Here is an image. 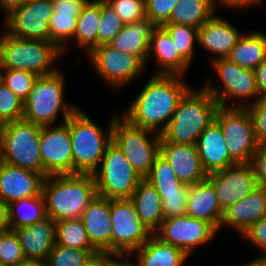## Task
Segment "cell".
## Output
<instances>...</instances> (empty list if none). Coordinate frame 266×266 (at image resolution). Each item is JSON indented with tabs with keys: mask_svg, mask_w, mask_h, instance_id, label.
Masks as SVG:
<instances>
[{
	"mask_svg": "<svg viewBox=\"0 0 266 266\" xmlns=\"http://www.w3.org/2000/svg\"><path fill=\"white\" fill-rule=\"evenodd\" d=\"M26 0H0V7L8 15L11 11L21 6Z\"/></svg>",
	"mask_w": 266,
	"mask_h": 266,
	"instance_id": "obj_53",
	"label": "cell"
},
{
	"mask_svg": "<svg viewBox=\"0 0 266 266\" xmlns=\"http://www.w3.org/2000/svg\"><path fill=\"white\" fill-rule=\"evenodd\" d=\"M15 232L22 246L25 259L47 260L56 243L55 221L47 217L29 226L16 228Z\"/></svg>",
	"mask_w": 266,
	"mask_h": 266,
	"instance_id": "obj_24",
	"label": "cell"
},
{
	"mask_svg": "<svg viewBox=\"0 0 266 266\" xmlns=\"http://www.w3.org/2000/svg\"><path fill=\"white\" fill-rule=\"evenodd\" d=\"M201 164L207 174L237 164L229 155L220 125L213 121L196 142Z\"/></svg>",
	"mask_w": 266,
	"mask_h": 266,
	"instance_id": "obj_21",
	"label": "cell"
},
{
	"mask_svg": "<svg viewBox=\"0 0 266 266\" xmlns=\"http://www.w3.org/2000/svg\"><path fill=\"white\" fill-rule=\"evenodd\" d=\"M62 50L51 41L23 39L4 31L0 37V69L27 70L38 76L57 72L51 68Z\"/></svg>",
	"mask_w": 266,
	"mask_h": 266,
	"instance_id": "obj_5",
	"label": "cell"
},
{
	"mask_svg": "<svg viewBox=\"0 0 266 266\" xmlns=\"http://www.w3.org/2000/svg\"><path fill=\"white\" fill-rule=\"evenodd\" d=\"M89 0H61L54 2V14L49 22L50 41L64 53L67 42L73 39L77 18ZM70 39V40H69Z\"/></svg>",
	"mask_w": 266,
	"mask_h": 266,
	"instance_id": "obj_27",
	"label": "cell"
},
{
	"mask_svg": "<svg viewBox=\"0 0 266 266\" xmlns=\"http://www.w3.org/2000/svg\"><path fill=\"white\" fill-rule=\"evenodd\" d=\"M219 103L203 87L192 88L179 101L160 142L193 144L202 132L215 121Z\"/></svg>",
	"mask_w": 266,
	"mask_h": 266,
	"instance_id": "obj_3",
	"label": "cell"
},
{
	"mask_svg": "<svg viewBox=\"0 0 266 266\" xmlns=\"http://www.w3.org/2000/svg\"><path fill=\"white\" fill-rule=\"evenodd\" d=\"M241 102L235 107H245L252 119L256 140L259 144H266V96L259 98L256 102L248 104Z\"/></svg>",
	"mask_w": 266,
	"mask_h": 266,
	"instance_id": "obj_44",
	"label": "cell"
},
{
	"mask_svg": "<svg viewBox=\"0 0 266 266\" xmlns=\"http://www.w3.org/2000/svg\"><path fill=\"white\" fill-rule=\"evenodd\" d=\"M181 75H152L122 117L136 127L161 134L179 101L191 89Z\"/></svg>",
	"mask_w": 266,
	"mask_h": 266,
	"instance_id": "obj_1",
	"label": "cell"
},
{
	"mask_svg": "<svg viewBox=\"0 0 266 266\" xmlns=\"http://www.w3.org/2000/svg\"><path fill=\"white\" fill-rule=\"evenodd\" d=\"M111 223V254L116 256L132 255L152 235L130 199H111Z\"/></svg>",
	"mask_w": 266,
	"mask_h": 266,
	"instance_id": "obj_11",
	"label": "cell"
},
{
	"mask_svg": "<svg viewBox=\"0 0 266 266\" xmlns=\"http://www.w3.org/2000/svg\"><path fill=\"white\" fill-rule=\"evenodd\" d=\"M42 193L47 216L57 222L80 218L97 196L92 174L49 175L44 178Z\"/></svg>",
	"mask_w": 266,
	"mask_h": 266,
	"instance_id": "obj_2",
	"label": "cell"
},
{
	"mask_svg": "<svg viewBox=\"0 0 266 266\" xmlns=\"http://www.w3.org/2000/svg\"><path fill=\"white\" fill-rule=\"evenodd\" d=\"M7 209L12 230L29 226L48 217L43 193L36 197L15 200L7 205Z\"/></svg>",
	"mask_w": 266,
	"mask_h": 266,
	"instance_id": "obj_33",
	"label": "cell"
},
{
	"mask_svg": "<svg viewBox=\"0 0 266 266\" xmlns=\"http://www.w3.org/2000/svg\"><path fill=\"white\" fill-rule=\"evenodd\" d=\"M25 255L15 230L0 233V265L15 266Z\"/></svg>",
	"mask_w": 266,
	"mask_h": 266,
	"instance_id": "obj_42",
	"label": "cell"
},
{
	"mask_svg": "<svg viewBox=\"0 0 266 266\" xmlns=\"http://www.w3.org/2000/svg\"><path fill=\"white\" fill-rule=\"evenodd\" d=\"M124 23L116 12L101 0V20L97 31V46L109 44L123 29Z\"/></svg>",
	"mask_w": 266,
	"mask_h": 266,
	"instance_id": "obj_40",
	"label": "cell"
},
{
	"mask_svg": "<svg viewBox=\"0 0 266 266\" xmlns=\"http://www.w3.org/2000/svg\"><path fill=\"white\" fill-rule=\"evenodd\" d=\"M156 57L160 70L153 75L183 76L190 65L177 53L176 46L163 27H156L151 35L148 58Z\"/></svg>",
	"mask_w": 266,
	"mask_h": 266,
	"instance_id": "obj_25",
	"label": "cell"
},
{
	"mask_svg": "<svg viewBox=\"0 0 266 266\" xmlns=\"http://www.w3.org/2000/svg\"><path fill=\"white\" fill-rule=\"evenodd\" d=\"M101 20V0L88 1L81 10L75 28V42L87 54L97 47V31Z\"/></svg>",
	"mask_w": 266,
	"mask_h": 266,
	"instance_id": "obj_34",
	"label": "cell"
},
{
	"mask_svg": "<svg viewBox=\"0 0 266 266\" xmlns=\"http://www.w3.org/2000/svg\"><path fill=\"white\" fill-rule=\"evenodd\" d=\"M171 36L177 53L191 65L194 53V41H198V28L181 24L162 26Z\"/></svg>",
	"mask_w": 266,
	"mask_h": 266,
	"instance_id": "obj_37",
	"label": "cell"
},
{
	"mask_svg": "<svg viewBox=\"0 0 266 266\" xmlns=\"http://www.w3.org/2000/svg\"><path fill=\"white\" fill-rule=\"evenodd\" d=\"M51 2H59V1H61V0H50Z\"/></svg>",
	"mask_w": 266,
	"mask_h": 266,
	"instance_id": "obj_57",
	"label": "cell"
},
{
	"mask_svg": "<svg viewBox=\"0 0 266 266\" xmlns=\"http://www.w3.org/2000/svg\"><path fill=\"white\" fill-rule=\"evenodd\" d=\"M42 127L39 138L42 176L73 174L72 144L69 126Z\"/></svg>",
	"mask_w": 266,
	"mask_h": 266,
	"instance_id": "obj_15",
	"label": "cell"
},
{
	"mask_svg": "<svg viewBox=\"0 0 266 266\" xmlns=\"http://www.w3.org/2000/svg\"><path fill=\"white\" fill-rule=\"evenodd\" d=\"M207 180L213 185L223 211L258 187L251 163H238L209 173Z\"/></svg>",
	"mask_w": 266,
	"mask_h": 266,
	"instance_id": "obj_17",
	"label": "cell"
},
{
	"mask_svg": "<svg viewBox=\"0 0 266 266\" xmlns=\"http://www.w3.org/2000/svg\"><path fill=\"white\" fill-rule=\"evenodd\" d=\"M244 266H266V256L260 255Z\"/></svg>",
	"mask_w": 266,
	"mask_h": 266,
	"instance_id": "obj_56",
	"label": "cell"
},
{
	"mask_svg": "<svg viewBox=\"0 0 266 266\" xmlns=\"http://www.w3.org/2000/svg\"><path fill=\"white\" fill-rule=\"evenodd\" d=\"M242 237L249 240L252 245L258 247L263 255L266 256V216L256 221L246 231L242 233Z\"/></svg>",
	"mask_w": 266,
	"mask_h": 266,
	"instance_id": "obj_47",
	"label": "cell"
},
{
	"mask_svg": "<svg viewBox=\"0 0 266 266\" xmlns=\"http://www.w3.org/2000/svg\"><path fill=\"white\" fill-rule=\"evenodd\" d=\"M130 200L136 208L140 221L154 234L164 221L162 199L157 190L142 179Z\"/></svg>",
	"mask_w": 266,
	"mask_h": 266,
	"instance_id": "obj_30",
	"label": "cell"
},
{
	"mask_svg": "<svg viewBox=\"0 0 266 266\" xmlns=\"http://www.w3.org/2000/svg\"><path fill=\"white\" fill-rule=\"evenodd\" d=\"M217 229L210 223L187 214L165 219L154 233L163 242L182 249L188 256L195 247L208 243Z\"/></svg>",
	"mask_w": 266,
	"mask_h": 266,
	"instance_id": "obj_16",
	"label": "cell"
},
{
	"mask_svg": "<svg viewBox=\"0 0 266 266\" xmlns=\"http://www.w3.org/2000/svg\"><path fill=\"white\" fill-rule=\"evenodd\" d=\"M112 117L104 130L81 110L77 109L65 122L69 126L72 144L73 174H92L99 166L107 146L112 142Z\"/></svg>",
	"mask_w": 266,
	"mask_h": 266,
	"instance_id": "obj_4",
	"label": "cell"
},
{
	"mask_svg": "<svg viewBox=\"0 0 266 266\" xmlns=\"http://www.w3.org/2000/svg\"><path fill=\"white\" fill-rule=\"evenodd\" d=\"M144 179L157 190L161 198H165V195L188 194L189 192V186L177 178L173 168L160 153L156 156L149 174Z\"/></svg>",
	"mask_w": 266,
	"mask_h": 266,
	"instance_id": "obj_35",
	"label": "cell"
},
{
	"mask_svg": "<svg viewBox=\"0 0 266 266\" xmlns=\"http://www.w3.org/2000/svg\"><path fill=\"white\" fill-rule=\"evenodd\" d=\"M42 127L24 119L0 125V161L42 175Z\"/></svg>",
	"mask_w": 266,
	"mask_h": 266,
	"instance_id": "obj_7",
	"label": "cell"
},
{
	"mask_svg": "<svg viewBox=\"0 0 266 266\" xmlns=\"http://www.w3.org/2000/svg\"><path fill=\"white\" fill-rule=\"evenodd\" d=\"M55 238L56 244L61 246L97 250L90 243L81 218L64 219L55 222Z\"/></svg>",
	"mask_w": 266,
	"mask_h": 266,
	"instance_id": "obj_36",
	"label": "cell"
},
{
	"mask_svg": "<svg viewBox=\"0 0 266 266\" xmlns=\"http://www.w3.org/2000/svg\"><path fill=\"white\" fill-rule=\"evenodd\" d=\"M23 115L24 102L0 81V125L23 119Z\"/></svg>",
	"mask_w": 266,
	"mask_h": 266,
	"instance_id": "obj_41",
	"label": "cell"
},
{
	"mask_svg": "<svg viewBox=\"0 0 266 266\" xmlns=\"http://www.w3.org/2000/svg\"><path fill=\"white\" fill-rule=\"evenodd\" d=\"M242 33L229 21L213 15L198 29V43L217 55L215 59L227 58Z\"/></svg>",
	"mask_w": 266,
	"mask_h": 266,
	"instance_id": "obj_23",
	"label": "cell"
},
{
	"mask_svg": "<svg viewBox=\"0 0 266 266\" xmlns=\"http://www.w3.org/2000/svg\"><path fill=\"white\" fill-rule=\"evenodd\" d=\"M156 27L147 17L125 24L109 45L118 51L138 56L147 65L150 39Z\"/></svg>",
	"mask_w": 266,
	"mask_h": 266,
	"instance_id": "obj_28",
	"label": "cell"
},
{
	"mask_svg": "<svg viewBox=\"0 0 266 266\" xmlns=\"http://www.w3.org/2000/svg\"><path fill=\"white\" fill-rule=\"evenodd\" d=\"M227 59L254 70L266 59V34L261 31L242 34Z\"/></svg>",
	"mask_w": 266,
	"mask_h": 266,
	"instance_id": "obj_31",
	"label": "cell"
},
{
	"mask_svg": "<svg viewBox=\"0 0 266 266\" xmlns=\"http://www.w3.org/2000/svg\"><path fill=\"white\" fill-rule=\"evenodd\" d=\"M92 175L97 195L108 199H130L143 179L112 142L107 146L100 166Z\"/></svg>",
	"mask_w": 266,
	"mask_h": 266,
	"instance_id": "obj_9",
	"label": "cell"
},
{
	"mask_svg": "<svg viewBox=\"0 0 266 266\" xmlns=\"http://www.w3.org/2000/svg\"><path fill=\"white\" fill-rule=\"evenodd\" d=\"M98 250L76 249L59 244L50 251L47 263L49 266H81Z\"/></svg>",
	"mask_w": 266,
	"mask_h": 266,
	"instance_id": "obj_39",
	"label": "cell"
},
{
	"mask_svg": "<svg viewBox=\"0 0 266 266\" xmlns=\"http://www.w3.org/2000/svg\"><path fill=\"white\" fill-rule=\"evenodd\" d=\"M136 127L123 117L113 119L112 143L120 149L133 169L143 179L149 174L159 154L161 134ZM150 136V137H149Z\"/></svg>",
	"mask_w": 266,
	"mask_h": 266,
	"instance_id": "obj_8",
	"label": "cell"
},
{
	"mask_svg": "<svg viewBox=\"0 0 266 266\" xmlns=\"http://www.w3.org/2000/svg\"><path fill=\"white\" fill-rule=\"evenodd\" d=\"M43 181L40 173L0 161V201L6 205L15 200L39 196Z\"/></svg>",
	"mask_w": 266,
	"mask_h": 266,
	"instance_id": "obj_18",
	"label": "cell"
},
{
	"mask_svg": "<svg viewBox=\"0 0 266 266\" xmlns=\"http://www.w3.org/2000/svg\"><path fill=\"white\" fill-rule=\"evenodd\" d=\"M259 98L266 96V59L254 69Z\"/></svg>",
	"mask_w": 266,
	"mask_h": 266,
	"instance_id": "obj_50",
	"label": "cell"
},
{
	"mask_svg": "<svg viewBox=\"0 0 266 266\" xmlns=\"http://www.w3.org/2000/svg\"><path fill=\"white\" fill-rule=\"evenodd\" d=\"M10 229L7 205L0 201V233Z\"/></svg>",
	"mask_w": 266,
	"mask_h": 266,
	"instance_id": "obj_52",
	"label": "cell"
},
{
	"mask_svg": "<svg viewBox=\"0 0 266 266\" xmlns=\"http://www.w3.org/2000/svg\"><path fill=\"white\" fill-rule=\"evenodd\" d=\"M212 65L223 87H216L209 80L203 88L214 96L220 107H235L234 103L228 105L230 97L235 100L255 97L252 103L259 99L254 70L243 68L227 58L212 60Z\"/></svg>",
	"mask_w": 266,
	"mask_h": 266,
	"instance_id": "obj_12",
	"label": "cell"
},
{
	"mask_svg": "<svg viewBox=\"0 0 266 266\" xmlns=\"http://www.w3.org/2000/svg\"><path fill=\"white\" fill-rule=\"evenodd\" d=\"M159 153L182 183L191 186L207 179L196 145L160 142Z\"/></svg>",
	"mask_w": 266,
	"mask_h": 266,
	"instance_id": "obj_19",
	"label": "cell"
},
{
	"mask_svg": "<svg viewBox=\"0 0 266 266\" xmlns=\"http://www.w3.org/2000/svg\"><path fill=\"white\" fill-rule=\"evenodd\" d=\"M258 187L266 190V144H259L251 160Z\"/></svg>",
	"mask_w": 266,
	"mask_h": 266,
	"instance_id": "obj_48",
	"label": "cell"
},
{
	"mask_svg": "<svg viewBox=\"0 0 266 266\" xmlns=\"http://www.w3.org/2000/svg\"><path fill=\"white\" fill-rule=\"evenodd\" d=\"M80 218L90 243L98 251L111 253V199L97 195L83 211Z\"/></svg>",
	"mask_w": 266,
	"mask_h": 266,
	"instance_id": "obj_20",
	"label": "cell"
},
{
	"mask_svg": "<svg viewBox=\"0 0 266 266\" xmlns=\"http://www.w3.org/2000/svg\"><path fill=\"white\" fill-rule=\"evenodd\" d=\"M266 216V190L257 187L223 212L222 225L236 229L240 234Z\"/></svg>",
	"mask_w": 266,
	"mask_h": 266,
	"instance_id": "obj_22",
	"label": "cell"
},
{
	"mask_svg": "<svg viewBox=\"0 0 266 266\" xmlns=\"http://www.w3.org/2000/svg\"><path fill=\"white\" fill-rule=\"evenodd\" d=\"M50 0L25 1L5 18V32L23 39L50 41L49 22L54 14Z\"/></svg>",
	"mask_w": 266,
	"mask_h": 266,
	"instance_id": "obj_14",
	"label": "cell"
},
{
	"mask_svg": "<svg viewBox=\"0 0 266 266\" xmlns=\"http://www.w3.org/2000/svg\"><path fill=\"white\" fill-rule=\"evenodd\" d=\"M135 254L134 266H182L188 255L180 248L163 242L155 234L139 247Z\"/></svg>",
	"mask_w": 266,
	"mask_h": 266,
	"instance_id": "obj_29",
	"label": "cell"
},
{
	"mask_svg": "<svg viewBox=\"0 0 266 266\" xmlns=\"http://www.w3.org/2000/svg\"><path fill=\"white\" fill-rule=\"evenodd\" d=\"M161 199L164 220L186 215L188 194L165 195V198Z\"/></svg>",
	"mask_w": 266,
	"mask_h": 266,
	"instance_id": "obj_46",
	"label": "cell"
},
{
	"mask_svg": "<svg viewBox=\"0 0 266 266\" xmlns=\"http://www.w3.org/2000/svg\"><path fill=\"white\" fill-rule=\"evenodd\" d=\"M215 121L220 125L230 157L238 163H251L259 143L252 119L245 107H219Z\"/></svg>",
	"mask_w": 266,
	"mask_h": 266,
	"instance_id": "obj_10",
	"label": "cell"
},
{
	"mask_svg": "<svg viewBox=\"0 0 266 266\" xmlns=\"http://www.w3.org/2000/svg\"><path fill=\"white\" fill-rule=\"evenodd\" d=\"M15 266H49L47 260H27L17 263Z\"/></svg>",
	"mask_w": 266,
	"mask_h": 266,
	"instance_id": "obj_54",
	"label": "cell"
},
{
	"mask_svg": "<svg viewBox=\"0 0 266 266\" xmlns=\"http://www.w3.org/2000/svg\"><path fill=\"white\" fill-rule=\"evenodd\" d=\"M218 6L213 0H178L166 24H181L201 28Z\"/></svg>",
	"mask_w": 266,
	"mask_h": 266,
	"instance_id": "obj_32",
	"label": "cell"
},
{
	"mask_svg": "<svg viewBox=\"0 0 266 266\" xmlns=\"http://www.w3.org/2000/svg\"><path fill=\"white\" fill-rule=\"evenodd\" d=\"M88 57L96 73L116 89L142 74L146 65L138 56L118 51L109 44L93 48Z\"/></svg>",
	"mask_w": 266,
	"mask_h": 266,
	"instance_id": "obj_13",
	"label": "cell"
},
{
	"mask_svg": "<svg viewBox=\"0 0 266 266\" xmlns=\"http://www.w3.org/2000/svg\"><path fill=\"white\" fill-rule=\"evenodd\" d=\"M124 257L117 256L108 266H134L133 262L127 260H122ZM122 260V261H121Z\"/></svg>",
	"mask_w": 266,
	"mask_h": 266,
	"instance_id": "obj_55",
	"label": "cell"
},
{
	"mask_svg": "<svg viewBox=\"0 0 266 266\" xmlns=\"http://www.w3.org/2000/svg\"><path fill=\"white\" fill-rule=\"evenodd\" d=\"M63 90L64 76L60 71L39 76L24 101L23 119L41 127L53 126L61 112L65 123L78 108L64 101Z\"/></svg>",
	"mask_w": 266,
	"mask_h": 266,
	"instance_id": "obj_6",
	"label": "cell"
},
{
	"mask_svg": "<svg viewBox=\"0 0 266 266\" xmlns=\"http://www.w3.org/2000/svg\"><path fill=\"white\" fill-rule=\"evenodd\" d=\"M124 24L146 18L145 0H104Z\"/></svg>",
	"mask_w": 266,
	"mask_h": 266,
	"instance_id": "obj_43",
	"label": "cell"
},
{
	"mask_svg": "<svg viewBox=\"0 0 266 266\" xmlns=\"http://www.w3.org/2000/svg\"><path fill=\"white\" fill-rule=\"evenodd\" d=\"M38 75L27 70L0 69V81L24 102L29 95Z\"/></svg>",
	"mask_w": 266,
	"mask_h": 266,
	"instance_id": "obj_38",
	"label": "cell"
},
{
	"mask_svg": "<svg viewBox=\"0 0 266 266\" xmlns=\"http://www.w3.org/2000/svg\"><path fill=\"white\" fill-rule=\"evenodd\" d=\"M116 257V255L106 251H97L81 266H108Z\"/></svg>",
	"mask_w": 266,
	"mask_h": 266,
	"instance_id": "obj_49",
	"label": "cell"
},
{
	"mask_svg": "<svg viewBox=\"0 0 266 266\" xmlns=\"http://www.w3.org/2000/svg\"><path fill=\"white\" fill-rule=\"evenodd\" d=\"M219 7L222 5L224 8H243L249 7L250 5L261 4V0H213ZM221 4V5H220Z\"/></svg>",
	"mask_w": 266,
	"mask_h": 266,
	"instance_id": "obj_51",
	"label": "cell"
},
{
	"mask_svg": "<svg viewBox=\"0 0 266 266\" xmlns=\"http://www.w3.org/2000/svg\"><path fill=\"white\" fill-rule=\"evenodd\" d=\"M223 212L213 185L207 179L189 186L186 213L189 217L204 220L219 230Z\"/></svg>",
	"mask_w": 266,
	"mask_h": 266,
	"instance_id": "obj_26",
	"label": "cell"
},
{
	"mask_svg": "<svg viewBox=\"0 0 266 266\" xmlns=\"http://www.w3.org/2000/svg\"><path fill=\"white\" fill-rule=\"evenodd\" d=\"M178 0H145L146 17L157 27H162L169 19Z\"/></svg>",
	"mask_w": 266,
	"mask_h": 266,
	"instance_id": "obj_45",
	"label": "cell"
}]
</instances>
